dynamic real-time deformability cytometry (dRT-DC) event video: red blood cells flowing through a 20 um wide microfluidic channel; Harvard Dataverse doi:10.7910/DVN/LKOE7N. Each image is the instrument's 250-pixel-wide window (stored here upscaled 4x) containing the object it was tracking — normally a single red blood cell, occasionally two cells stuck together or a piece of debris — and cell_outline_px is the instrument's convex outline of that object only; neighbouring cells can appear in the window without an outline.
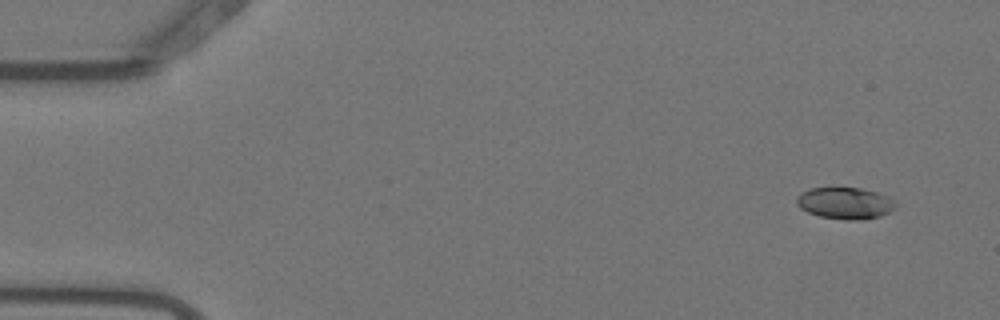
{"species": "Egyptian fruit bat (a non-hibernating species)", "species_latin": "Rousettus aegyptiacus", "temperature_condition": "warm", "stored_images_in_passage": 7, "camera_frame_rate_fps": 3000, "um_per_image_px": 0.085, "animal": {"sex": "female"}, "frame": {"image": 1, "passage_image": 1, "time_ms": 0.0, "image_size_px": [1000, 320], "cell_outline_px": [[896, 208], [880, 216], [852, 220], [848, 220], [820, 216], [808, 212], [800, 208], [796, 204], [796, 196], [800, 192], [812, 188], [860, 188], [876, 192], [888, 196], [896, 204]], "centroid_in_image_um": [71.8, 17.26], "position_along_channel_um": 13.2, "area_um2": 18.09}}
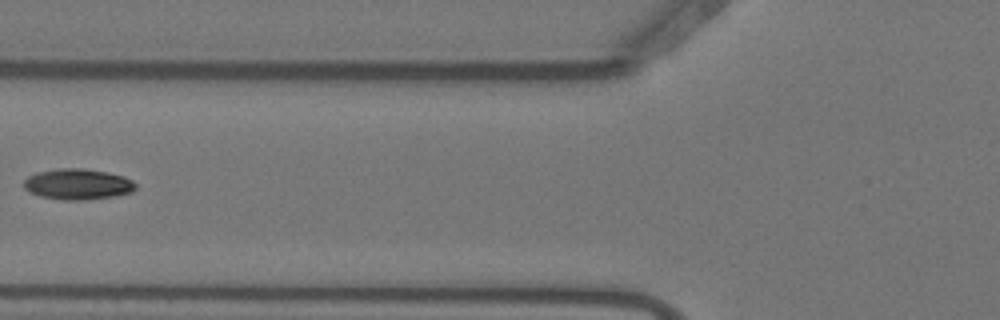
{"frame": {"image": 2, "passage_image": 6, "time_ms": 1.667, "image_size_px": [1000, 320], "cell_outline_px": [[136, 188], [132, 192], [112, 196], [84, 200], [64, 200], [40, 196], [28, 192], [24, 188], [24, 180], [28, 176], [36, 172], [60, 168], [84, 168], [124, 176], [132, 180], [136, 184]], "centroid_in_image_um": [6.58, 15.65], "position_along_channel_um": 119.2, "area_um2": 20.06}}
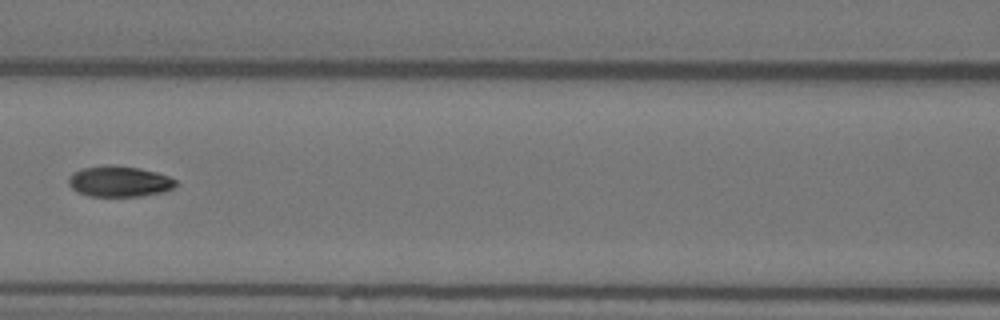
{"frame": {"image": 3, "passage_image": 7, "time_ms": 2.0, "image_size_px": [1000, 320], "cell_outline_px": [[176, 184], [172, 188], [164, 192], [140, 196], [88, 196], [72, 188], [68, 184], [68, 180], [72, 172], [84, 168], [112, 164], [140, 168], [156, 172], [168, 176], [176, 180]], "centroid_in_image_um": [10.14, 15.41], "position_along_channel_um": 156.5, "area_um2": 19.19}}